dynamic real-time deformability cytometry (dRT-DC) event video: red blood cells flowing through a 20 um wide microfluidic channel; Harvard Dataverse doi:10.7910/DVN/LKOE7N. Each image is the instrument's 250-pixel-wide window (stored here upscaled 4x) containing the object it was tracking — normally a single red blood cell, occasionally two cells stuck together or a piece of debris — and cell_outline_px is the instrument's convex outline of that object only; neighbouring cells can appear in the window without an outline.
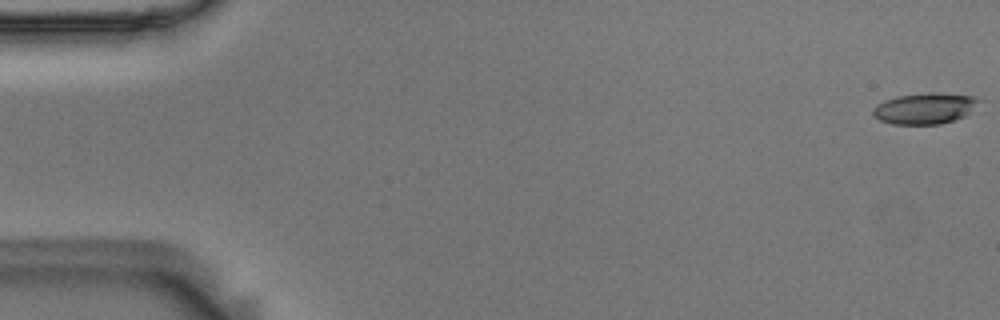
{"species": "Egyptian fruit bat (a non-hibernating species)", "species_latin": "Rousettus aegyptiacus", "temperature_condition": "room temperature", "stored_images_in_passage": 56, "camera_frame_rate_fps": 3000, "um_per_image_px": 0.085, "animal": {"sex": "male"}, "frame": {"image": 1, "passage_image": 1, "time_ms": 0.0, "image_size_px": [1000, 320], "cell_outline_px": [[980, 100], [964, 116], [940, 124], [892, 124], [880, 120], [872, 116], [872, 108], [876, 104], [884, 100], [896, 96], [928, 92], [936, 92], [976, 96]], "centroid_in_image_um": [78.54, 9.2], "position_along_channel_um": 6.5, "area_um2": 19.19}}
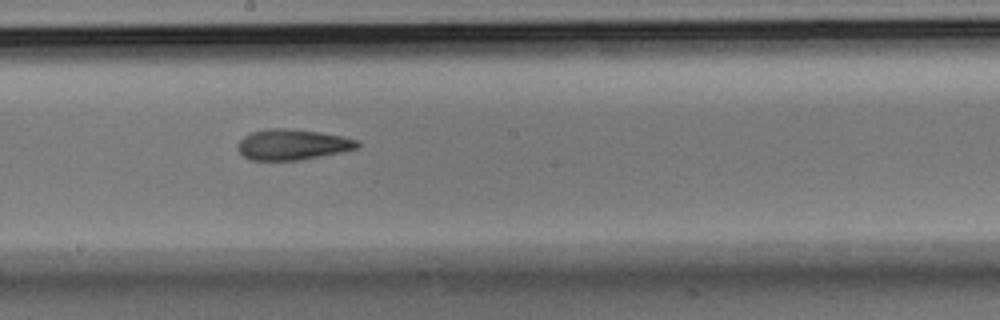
{"frame": {"image": 2, "passage_image": 31, "time_ms": 10.0, "image_size_px": [1000, 320], "cell_outline_px": [[360, 144], [356, 148], [340, 152], [320, 156], [296, 160], [248, 160], [240, 152], [236, 144], [244, 136], [252, 132], [268, 128], [288, 128], [316, 132], [340, 136], [360, 140]], "centroid_in_image_um": [24.82, 12.28], "position_along_channel_um": 223.4, "area_um2": 21.15}}
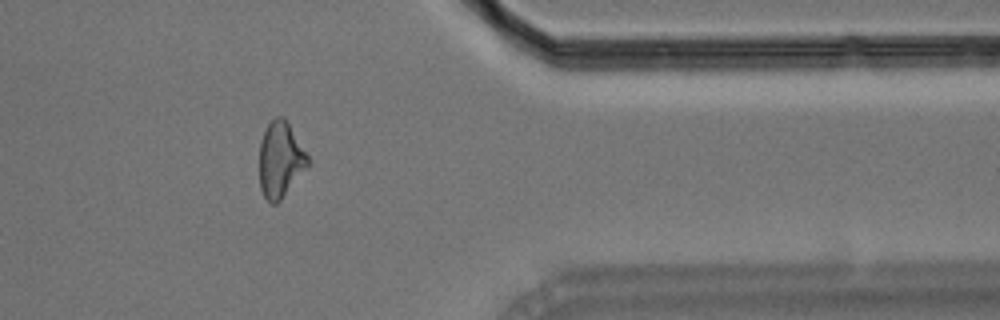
{"frame": {"image": 3, "passage_image": 46, "time_ms": 15.0, "image_size_px": [1000, 320], "cell_outline_px": [[312, 160], [280, 200], [276, 204], [272, 204], [264, 196], [260, 188], [260, 140], [264, 128], [276, 116], [284, 116], [288, 120]], "centroid_in_image_um": [23.85, 13.5], "position_along_channel_um": 387.6, "area_um2": 21.62}, "authors_computed_cell_mechanics": {"area_um2": 21.1259, "velocity_mm_per_s": 3.6194, "shape_relaxation_time_tau1_ms": null, "shape_relaxation_time_tau2_ms": 4.443, "deformation_change_tau1": null, "deformation_change_tau2": 0.1561}}